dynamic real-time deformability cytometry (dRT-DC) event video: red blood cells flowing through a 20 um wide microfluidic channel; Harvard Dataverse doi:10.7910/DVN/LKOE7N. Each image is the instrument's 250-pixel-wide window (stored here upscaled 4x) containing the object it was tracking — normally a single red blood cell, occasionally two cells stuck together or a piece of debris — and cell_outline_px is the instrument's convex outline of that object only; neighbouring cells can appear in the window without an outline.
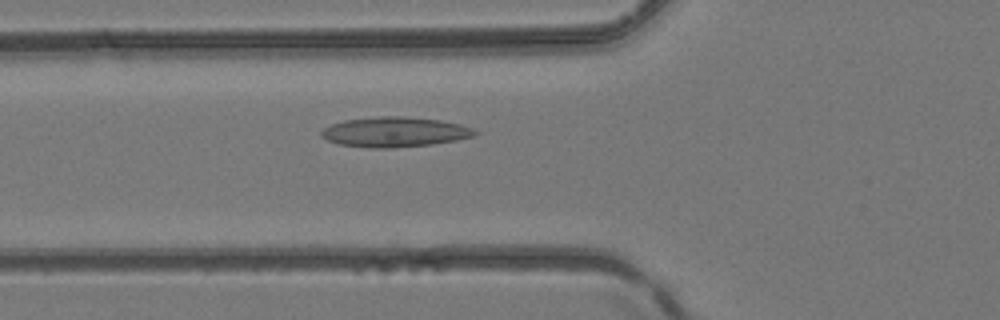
{"species": "common noctule bat (a hibernating species)", "species_latin": "Nyctalus noctula", "temperature_condition": "room temperature", "stored_images_in_passage": 38, "camera_frame_rate_fps": 3000, "um_per_image_px": 0.085, "animal": {"sex": "female", "body_mass_g": 24.6, "forearm_length_mm": 56.2}, "frame": {"image": 1, "passage_image": 14, "time_ms": 4.333, "image_size_px": [1000, 320], "cell_outline_px": [[480, 132], [476, 136], [456, 140], [432, 144], [392, 148], [372, 148], [340, 144], [328, 140], [320, 136], [320, 132], [324, 128], [332, 124], [344, 120], [380, 116], [404, 116], [440, 120], [460, 124], [472, 128]], "centroid_in_image_um": [33.58, 11.22], "position_along_channel_um": 92.2, "area_um2": 26.88}}
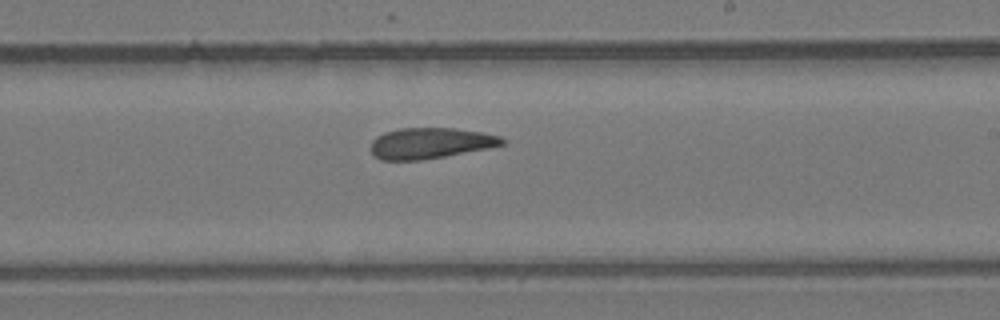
{"frame": {"image": 2, "passage_image": 24, "time_ms": 7.667, "image_size_px": [1000, 320], "cell_outline_px": [[508, 140], [504, 144], [488, 148], [444, 156], [420, 160], [380, 160], [372, 152], [372, 140], [376, 136], [384, 132], [400, 128], [456, 128], [480, 132], [500, 136]], "centroid_in_image_um": [36.59, 12.16], "position_along_channel_um": 252.4, "area_um2": 23.52}}
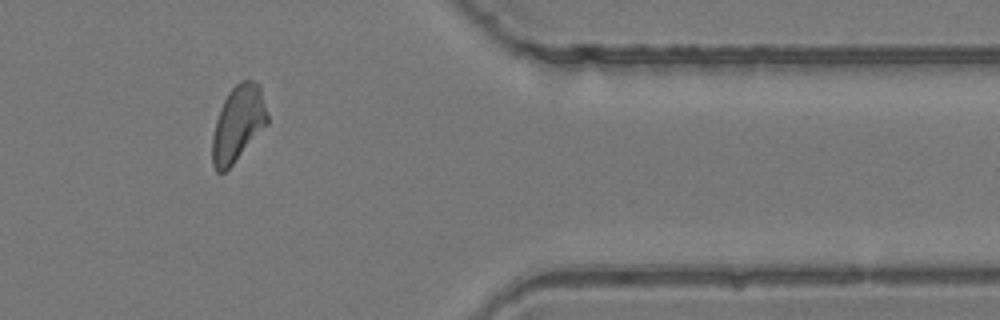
{"frame": {"image": 3, "passage_image": 34, "time_ms": 11.0, "image_size_px": [1000, 320], "cell_outline_px": [[268, 124], [232, 164], [224, 172], [216, 172], [212, 164], [212, 136], [216, 120], [220, 108], [228, 92], [240, 80], [252, 80], [260, 84], [268, 116]], "centroid_in_image_um": [20.23, 10.48], "position_along_channel_um": 391.2, "area_um2": 24.28}}